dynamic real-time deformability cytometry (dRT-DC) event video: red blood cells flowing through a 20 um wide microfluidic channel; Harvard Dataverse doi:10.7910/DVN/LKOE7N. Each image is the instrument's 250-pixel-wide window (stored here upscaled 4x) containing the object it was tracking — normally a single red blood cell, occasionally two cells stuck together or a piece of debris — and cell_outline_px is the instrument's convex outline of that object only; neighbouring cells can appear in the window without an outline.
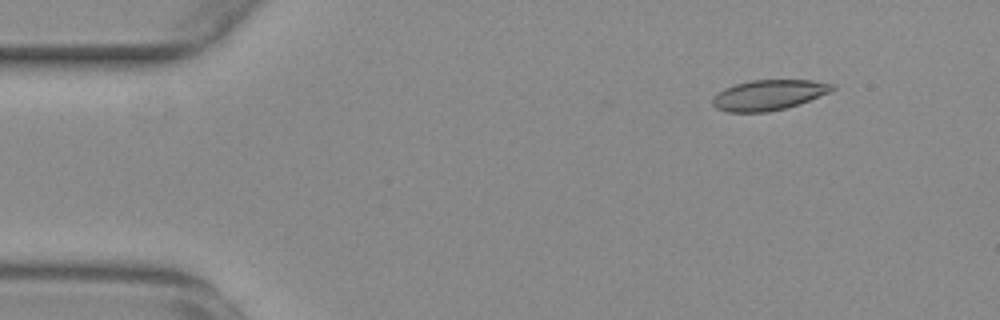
{"species": "common noctule bat (a hibernating species)", "species_latin": "Nyctalus noctula", "temperature_condition": "warm", "stored_images_in_passage": 52, "camera_frame_rate_fps": 3000, "um_per_image_px": 0.085, "animal": {"sex": "female", "body_mass_g": 29.2, "forearm_length_mm": 56.3}, "frame": {"image": 1, "passage_image": 3, "time_ms": 0.667, "image_size_px": [1000, 320], "cell_outline_px": [[836, 88], [832, 92], [784, 108], [768, 112], [728, 112], [716, 108], [712, 104], [712, 100], [724, 88], [736, 84], [752, 80], [812, 80], [836, 84]], "centroid_in_image_um": [65.38, 8.06], "position_along_channel_um": 19.6, "area_um2": 20.98}}
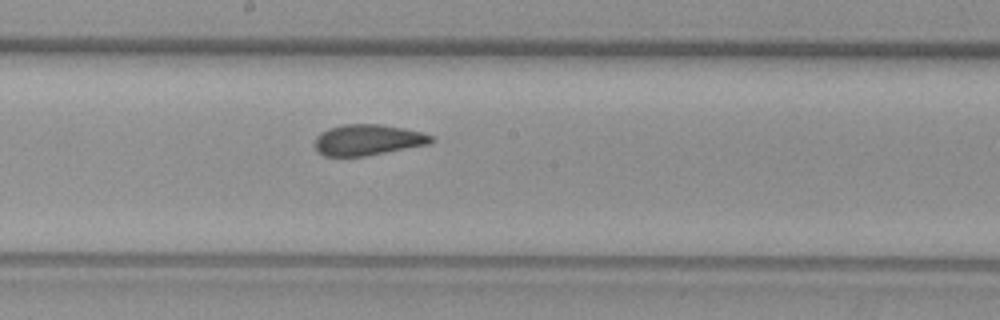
{"frame": {"image": 2, "passage_image": 26, "time_ms": 8.333, "image_size_px": [1000, 320], "cell_outline_px": [[436, 140], [428, 144], [364, 156], [324, 156], [316, 152], [316, 136], [320, 132], [328, 128], [344, 124], [380, 124], [404, 128], [420, 132], [432, 136]], "centroid_in_image_um": [31.23, 11.88], "position_along_channel_um": 217.0, "area_um2": 20.87}}
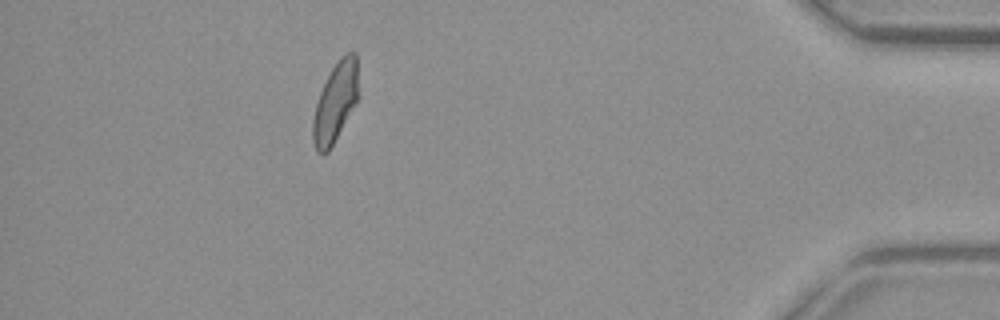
{"frame": {"image": 3, "passage_image": 46, "time_ms": 15.0, "image_size_px": [1000, 320], "cell_outline_px": [[360, 96], [328, 152], [320, 156], [316, 152], [312, 140], [312, 120], [316, 104], [320, 92], [332, 68], [340, 56], [348, 52], [356, 52]], "centroid_in_image_um": [28.52, 8.7], "position_along_channel_um": 406.7, "area_um2": 21.39}, "authors_computed_cell_mechanics": {"area_um2": 21.4438, "velocity_mm_per_s": 3.7015, "shape_relaxation_time_tau1_ms": 8.8708, "shape_relaxation_time_tau2_ms": 1.7413, "deformation_change_tau1": 0.1806, "deformation_change_tau2": 0.0696}}